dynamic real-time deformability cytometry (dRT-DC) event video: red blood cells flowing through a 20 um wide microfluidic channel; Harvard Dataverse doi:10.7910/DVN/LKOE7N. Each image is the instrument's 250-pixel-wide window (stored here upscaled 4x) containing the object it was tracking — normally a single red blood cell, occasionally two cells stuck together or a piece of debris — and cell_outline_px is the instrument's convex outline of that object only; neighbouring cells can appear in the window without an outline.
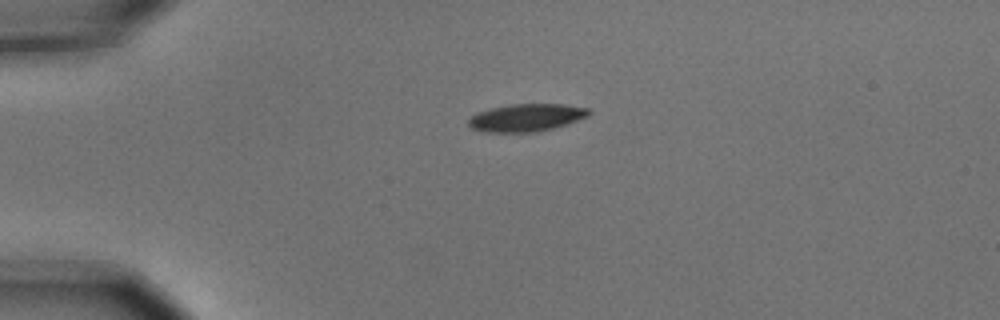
{"species": "common noctule bat (a hibernating species)", "species_latin": "Nyctalus noctula", "temperature_condition": "cold", "stored_images_in_passage": 3, "camera_frame_rate_fps": 3000, "um_per_image_px": 0.085, "animal": {"sex": "male", "body_mass_g": 15.6}, "frame": {"image": 1, "passage_image": 1, "time_ms": 0.0, "image_size_px": [1000, 320], "cell_outline_px": [[592, 112], [588, 116], [552, 128], [536, 132], [484, 132], [472, 128], [468, 124], [468, 120], [476, 112], [492, 108], [512, 104], [564, 104], [588, 108]], "centroid_in_image_um": [44.72, 9.99], "position_along_channel_um": 40.3, "area_um2": 19.19}}
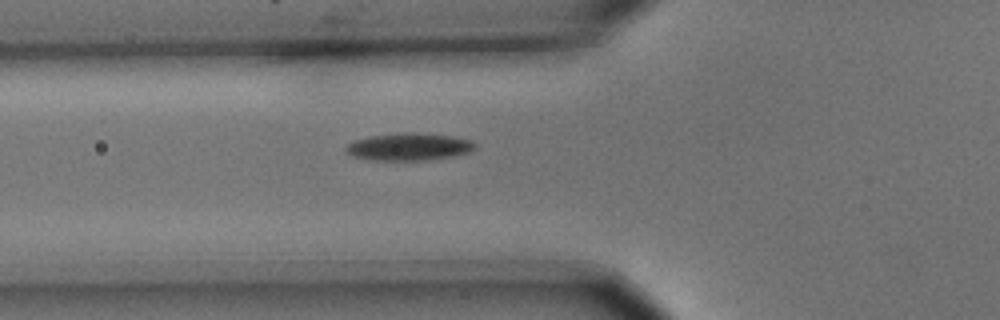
{"frame": {"image": 2, "passage_image": 3, "time_ms": 0.667, "image_size_px": [1000, 320], "cell_outline_px": [[476, 148], [468, 152], [456, 156], [428, 160], [368, 160], [352, 156], [344, 152], [344, 148], [352, 140], [368, 136], [404, 132], [412, 132], [452, 136], [472, 140], [476, 144]], "centroid_in_image_um": [34.72, 12.48], "position_along_channel_um": 91.1, "area_um2": 20.98}}